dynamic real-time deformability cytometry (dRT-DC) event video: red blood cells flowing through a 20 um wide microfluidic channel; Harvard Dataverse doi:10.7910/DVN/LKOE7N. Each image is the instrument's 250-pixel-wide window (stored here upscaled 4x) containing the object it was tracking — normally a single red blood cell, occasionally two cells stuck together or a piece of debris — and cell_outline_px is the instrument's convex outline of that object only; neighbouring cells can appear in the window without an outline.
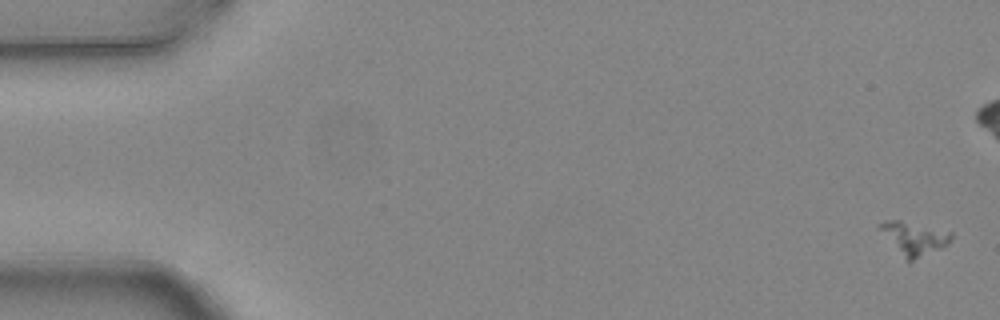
{"species": "common noctule bat (a hibernating species)", "species_latin": "Nyctalus noctula", "temperature_condition": "warm", "stored_images_in_passage": 7, "camera_frame_rate_fps": 3000, "um_per_image_px": 0.085, "animal": {"sex": "female", "body_mass_g": 24.6, "forearm_length_mm": 56.2}, "frame": {"image": 1, "passage_image": 1, "time_ms": 0.0, "image_size_px": [1000, 320], "cell_outline_px": [[952, 240], [948, 244], [940, 248], [912, 260], [908, 260], [904, 256], [880, 228], [880, 224], [888, 220], [900, 220], [952, 232]], "centroid_in_image_um": [77.78, 20.22], "position_along_channel_um": 7.2, "area_um2": 12.72}}
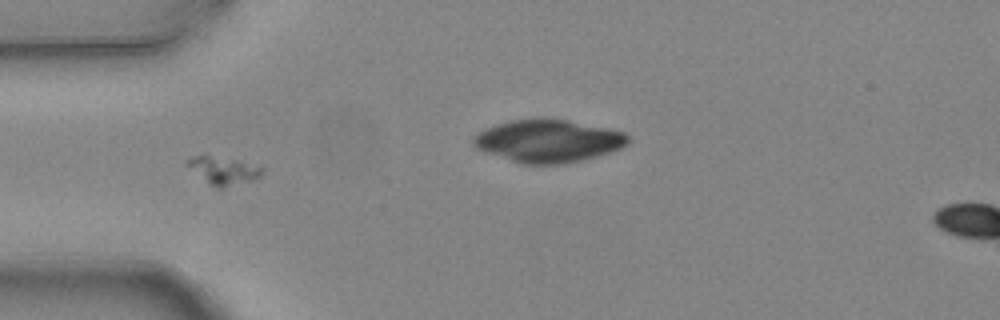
{"frame": {"image": 2, "passage_image": 5, "time_ms": 1.333, "image_size_px": [1000, 320], "cell_outline_px": [[264, 168], [260, 176], [252, 180], [220, 188], [216, 188], [208, 184], [184, 164], [184, 160], [192, 156], [208, 156], [232, 160]], "centroid_in_image_um": [18.89, 14.51], "position_along_channel_um": 66.1, "area_um2": 11.68}}
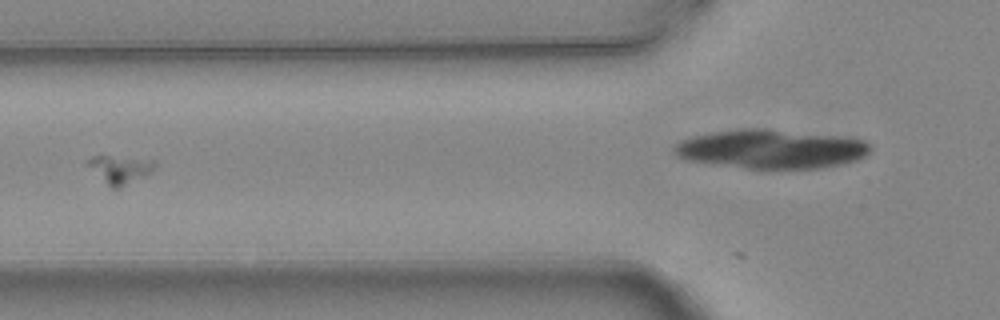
{"frame": {"image": 3, "passage_image": 6, "time_ms": 1.667, "image_size_px": [1000, 320], "cell_outline_px": [[156, 164], [152, 172], [120, 188], [112, 188], [84, 164], [84, 160], [92, 156], [108, 156], [156, 160]], "centroid_in_image_um": [10.17, 14.38], "position_along_channel_um": 115.6, "area_um2": 10.98}}